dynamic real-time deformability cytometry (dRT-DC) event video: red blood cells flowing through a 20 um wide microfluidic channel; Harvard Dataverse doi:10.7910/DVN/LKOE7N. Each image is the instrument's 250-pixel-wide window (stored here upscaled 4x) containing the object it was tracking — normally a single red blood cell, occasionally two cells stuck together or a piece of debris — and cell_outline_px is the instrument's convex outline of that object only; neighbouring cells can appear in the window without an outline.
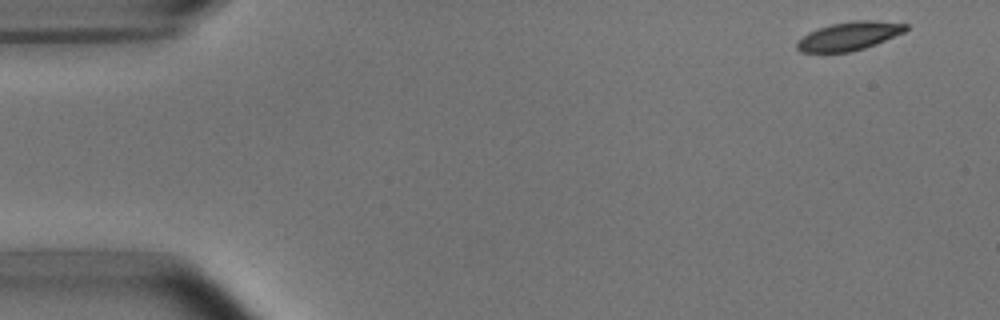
{"species": "common noctule bat (a hibernating species)", "species_latin": "Nyctalus noctula", "temperature_condition": "room temperature", "stored_images_in_passage": 40, "camera_frame_rate_fps": 3000, "um_per_image_px": 0.085, "animal": {"sex": "male", "body_mass_g": 15.6}, "frame": {"image": 1, "passage_image": 1, "time_ms": 0.0, "image_size_px": [1000, 320], "cell_outline_px": [[908, 28], [904, 32], [876, 44], [852, 52], [800, 52], [796, 48], [796, 40], [808, 32], [832, 24], [852, 20], [872, 20], [908, 24]], "centroid_in_image_um": [72.15, 3.07], "position_along_channel_um": 12.8, "area_um2": 18.09}}
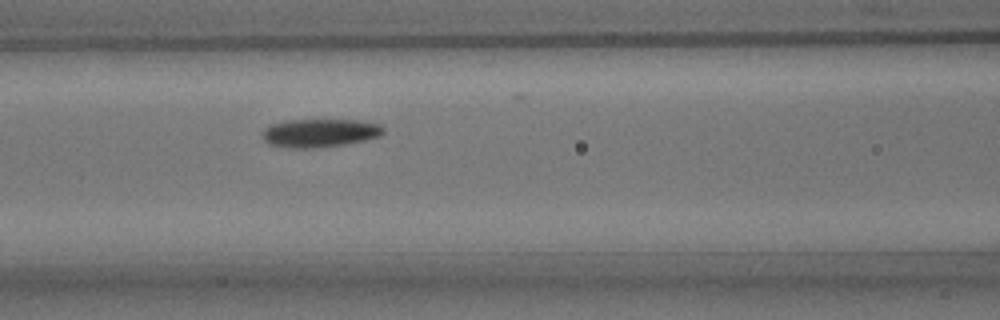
{"frame": {"image": 2, "passage_image": 20, "time_ms": 6.333, "image_size_px": [1000, 320], "cell_outline_px": [[384, 132], [380, 136], [348, 144], [316, 148], [288, 148], [268, 144], [264, 140], [260, 132], [264, 128], [272, 124], [288, 120], [356, 120], [380, 124], [384, 128]], "centroid_in_image_um": [27.16, 11.31], "position_along_channel_um": 139.4, "area_um2": 20.17}}
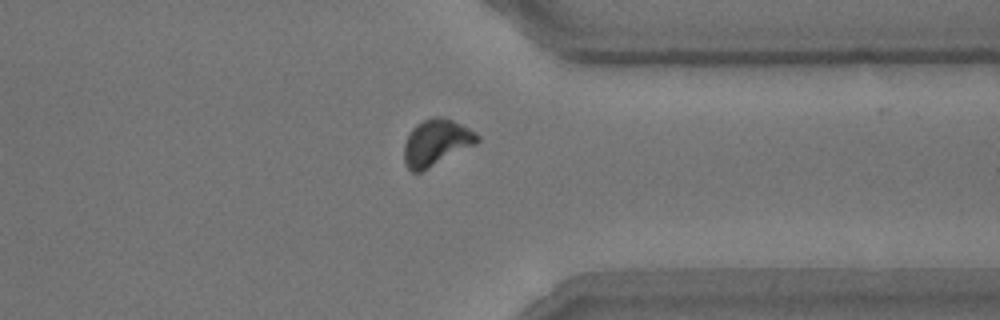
{"frame": {"image": 3, "passage_image": 39, "time_ms": 12.667, "image_size_px": [1000, 320], "cell_outline_px": [[480, 140], [476, 144], [420, 172], [412, 172], [404, 164], [404, 144], [412, 128], [416, 124], [432, 116], [444, 116], [476, 132], [480, 136]], "centroid_in_image_um": [37.08, 12.1], "position_along_channel_um": 374.3, "area_um2": 19.71}}